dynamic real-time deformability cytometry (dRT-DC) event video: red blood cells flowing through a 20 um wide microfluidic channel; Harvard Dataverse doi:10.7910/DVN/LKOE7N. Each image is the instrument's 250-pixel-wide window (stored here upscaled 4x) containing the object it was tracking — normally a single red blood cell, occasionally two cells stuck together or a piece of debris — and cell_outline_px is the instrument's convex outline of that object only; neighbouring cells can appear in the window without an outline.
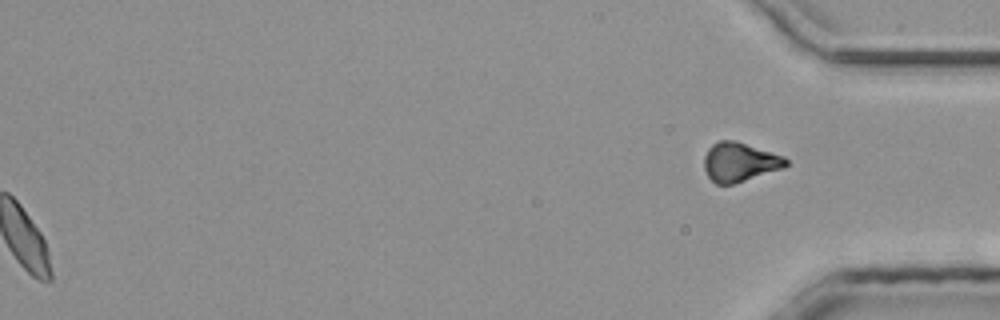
{"species": "common noctule bat (a hibernating species)", "species_latin": "Nyctalus noctula", "temperature_condition": "room temperature", "stored_images_in_passage": 35, "segment_of_instrument_passage": [2, 2], "camera_frame_rate_fps": 3000, "um_per_image_px": 0.085, "animal": {"sex": "male", "body_mass_g": 20.4}, "frame": {"image": 1, "passage_image": 35, "time_ms": 11.333, "image_size_px": [1000, 320], "cell_outline_px": [[788, 164], [784, 168], [732, 184], [716, 184], [708, 176], [704, 168], [704, 156], [708, 148], [712, 144], [720, 140], [736, 140], [784, 156], [788, 160]], "centroid_in_image_um": [62.87, 13.76], "position_along_channel_um": 372.3, "area_um2": 18.67}}